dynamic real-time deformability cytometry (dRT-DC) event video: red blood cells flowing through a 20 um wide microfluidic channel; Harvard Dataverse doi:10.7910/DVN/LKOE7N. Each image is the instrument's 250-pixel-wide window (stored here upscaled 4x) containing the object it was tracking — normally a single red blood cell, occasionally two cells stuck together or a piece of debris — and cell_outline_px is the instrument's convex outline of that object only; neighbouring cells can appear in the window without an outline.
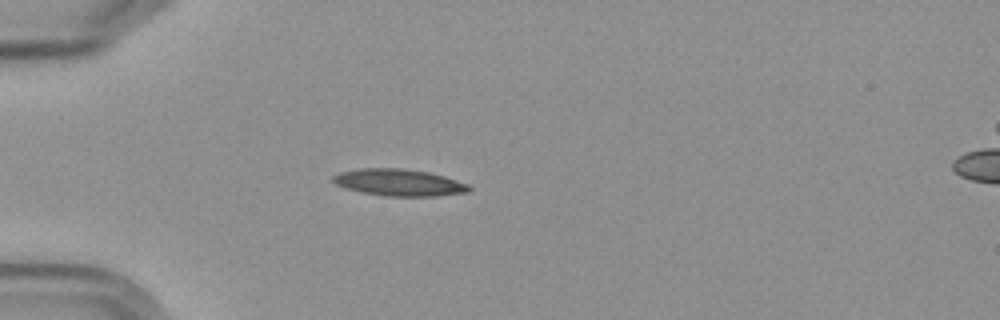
{"species": "Egyptian fruit bat (a non-hibernating species)", "species_latin": "Rousettus aegyptiacus", "temperature_condition": "cold", "stored_images_in_passage": 7, "camera_frame_rate_fps": 3000, "um_per_image_px": 0.085, "frame": {"image": 1, "passage_image": 4, "time_ms": 3.667, "image_size_px": [1000, 320], "cell_outline_px": [[472, 188], [468, 192], [436, 196], [384, 196], [360, 192], [336, 184], [332, 180], [332, 176], [340, 172], [356, 168], [400, 168], [428, 172], [444, 176], [468, 184]], "centroid_in_image_um": [33.91, 15.51], "position_along_channel_um": 51.1, "area_um2": 21.27}}
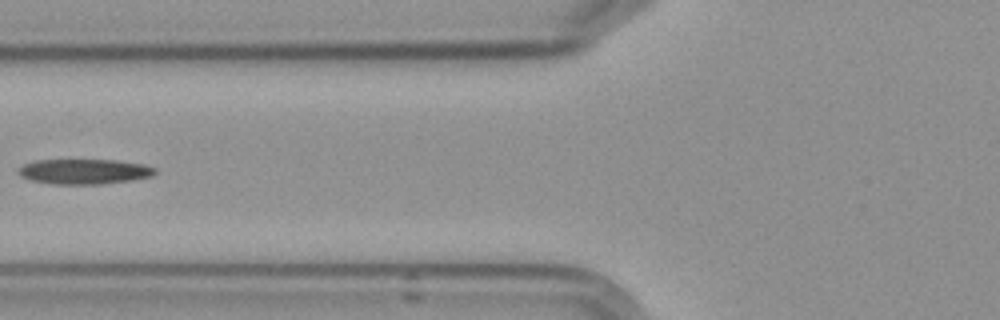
{"frame": {"image": 2, "passage_image": 6, "time_ms": 6.0, "image_size_px": [1000, 320], "cell_outline_px": [[156, 172], [152, 176], [132, 180], [100, 184], [56, 184], [32, 180], [20, 176], [16, 172], [24, 164], [36, 160], [116, 160], [144, 164], [156, 168]], "centroid_in_image_um": [7.18, 14.57], "position_along_channel_um": 118.6, "area_um2": 19.94}}
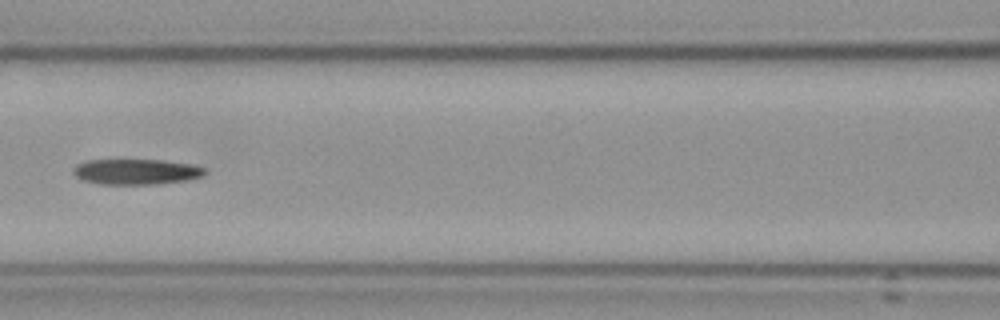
{"frame": {"image": 3, "passage_image": 7, "time_ms": 7.0, "image_size_px": [1000, 320], "cell_outline_px": [[208, 172], [204, 176], [188, 180], [160, 184], [100, 184], [84, 180], [76, 176], [72, 172], [72, 168], [76, 164], [88, 160], [160, 160], [192, 164], [204, 168]], "centroid_in_image_um": [11.6, 14.6], "position_along_channel_um": 155.0, "area_um2": 19.71}}